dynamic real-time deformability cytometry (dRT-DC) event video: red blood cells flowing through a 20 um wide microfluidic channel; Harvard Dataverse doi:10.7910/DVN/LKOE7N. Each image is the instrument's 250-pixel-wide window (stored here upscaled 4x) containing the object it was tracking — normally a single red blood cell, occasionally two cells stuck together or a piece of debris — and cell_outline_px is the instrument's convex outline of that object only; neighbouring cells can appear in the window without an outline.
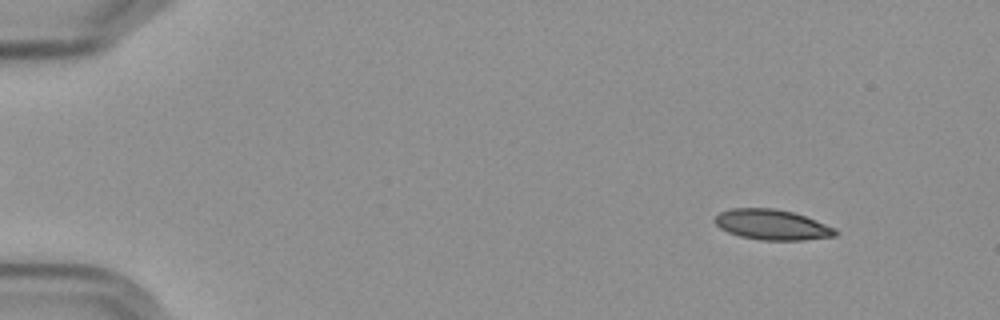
{"species": "Egyptian fruit bat (a non-hibernating species)", "species_latin": "Rousettus aegyptiacus", "temperature_condition": "cold", "stored_images_in_passage": 57, "camera_frame_rate_fps": 3000, "um_per_image_px": 0.085, "frame": {"image": 1, "passage_image": 6, "time_ms": 1.667, "image_size_px": [1000, 320], "cell_outline_px": [[840, 232], [836, 236], [804, 240], [760, 240], [740, 236], [728, 232], [720, 228], [712, 220], [720, 212], [732, 208], [776, 208], [792, 212], [804, 216], [836, 228]], "centroid_in_image_um": [65.63, 19.1], "position_along_channel_um": 19.4, "area_um2": 21.39}}
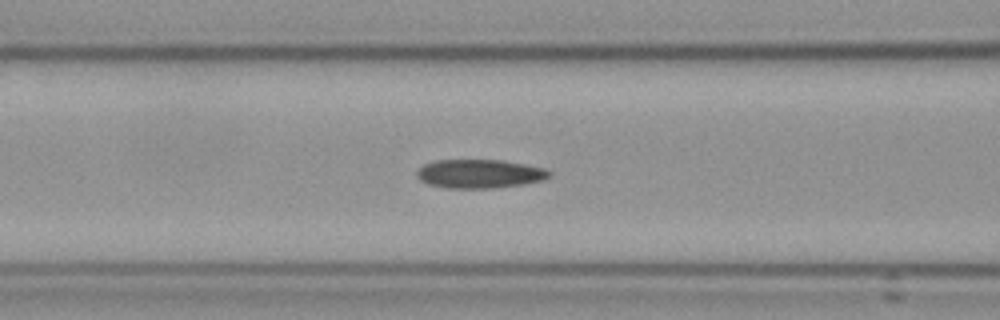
{"frame": {"image": 2, "passage_image": 24, "time_ms": 7.667, "image_size_px": [1000, 320], "cell_outline_px": [[552, 176], [544, 180], [524, 184], [496, 188], [444, 188], [428, 184], [420, 180], [416, 176], [416, 172], [424, 164], [436, 160], [500, 160], [524, 164], [544, 168], [552, 172]], "centroid_in_image_um": [40.78, 14.78], "position_along_channel_um": 125.8, "area_um2": 22.37}}
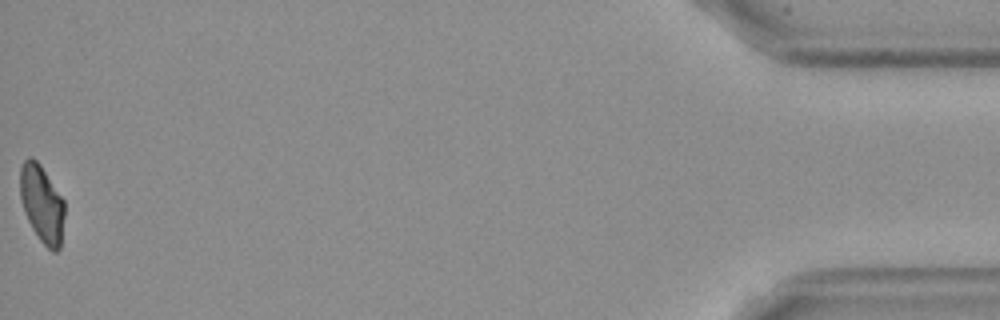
{"frame": {"image": 3, "passage_image": 57, "time_ms": 18.667, "image_size_px": [1000, 320], "cell_outline_px": [[64, 216], [60, 248], [56, 252], [52, 252], [40, 240], [32, 228], [24, 212], [20, 196], [20, 168], [24, 160], [28, 156], [32, 156], [40, 164], [64, 200]], "centroid_in_image_um": [3.55, 17.31], "position_along_channel_um": 431.6, "area_um2": 20.06}, "authors_computed_cell_mechanics": {"area_um2": 21.675, "velocity_mm_per_s": 3.5962, "shape_relaxation_time_tau1_ms": null, "shape_relaxation_time_tau2_ms": 6.51, "deformation_change_tau1": null, "deformation_change_tau2": 0.1106}}